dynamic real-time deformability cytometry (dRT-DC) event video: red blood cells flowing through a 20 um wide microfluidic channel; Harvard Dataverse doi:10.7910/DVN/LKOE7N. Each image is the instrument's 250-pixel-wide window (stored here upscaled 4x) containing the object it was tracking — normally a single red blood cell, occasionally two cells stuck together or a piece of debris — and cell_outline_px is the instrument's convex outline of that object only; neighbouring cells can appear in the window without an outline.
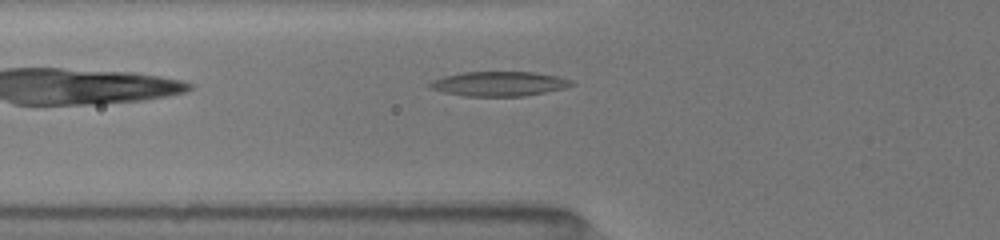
{"species": "common noctule bat (a hibernating species)", "species_latin": "Nyctalus noctula", "temperature_condition": "room temperature", "stored_images_in_passage": 15, "camera_frame_rate_fps": 3000, "um_per_image_px": 0.085, "animal": {"sex": "female", "body_mass_g": 19.5, "forearm_length_mm": 54.1}, "frame": {"image": 1, "passage_image": 5, "time_ms": 1.333, "image_size_px": [1000, 240], "cell_outline_px": [[576, 84], [568, 88], [524, 96], [464, 96], [444, 92], [428, 88], [428, 84], [432, 80], [444, 76], [464, 72], [532, 72], [556, 76], [572, 80]], "centroid_in_image_um": [42.44, 7.13], "position_along_channel_um": 83.4, "area_um2": 20.4}}
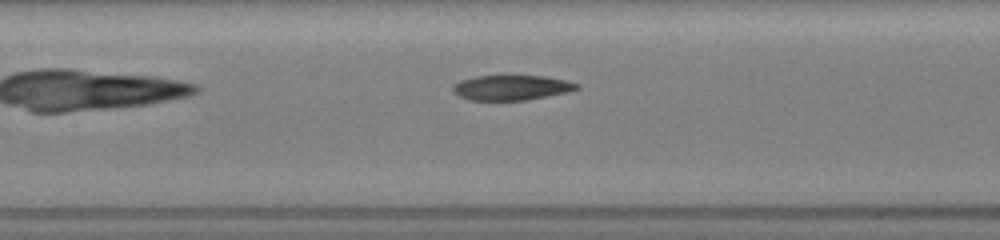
{"frame": {"image": 2, "passage_image": 11, "time_ms": 3.333, "image_size_px": [1000, 240], "cell_outline_px": [[580, 88], [568, 92], [528, 100], [468, 100], [452, 92], [452, 84], [460, 80], [476, 76], [504, 72], [544, 76], [564, 80], [580, 84]], "centroid_in_image_um": [43.44, 7.39], "position_along_channel_um": 164.0, "area_um2": 19.13}}
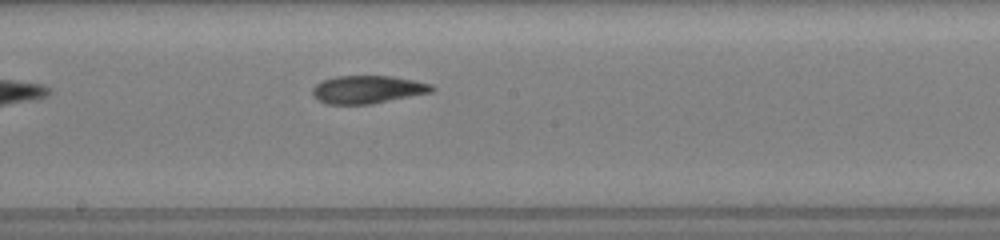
{"frame": {"image": 3, "passage_image": 15, "time_ms": 4.667, "image_size_px": [1000, 240], "cell_outline_px": [[436, 88], [432, 92], [372, 104], [324, 104], [316, 100], [312, 96], [312, 88], [316, 84], [324, 80], [336, 76], [392, 76], [416, 80], [432, 84]], "centroid_in_image_um": [31.24, 7.61], "position_along_channel_um": 217.0, "area_um2": 19.65}}